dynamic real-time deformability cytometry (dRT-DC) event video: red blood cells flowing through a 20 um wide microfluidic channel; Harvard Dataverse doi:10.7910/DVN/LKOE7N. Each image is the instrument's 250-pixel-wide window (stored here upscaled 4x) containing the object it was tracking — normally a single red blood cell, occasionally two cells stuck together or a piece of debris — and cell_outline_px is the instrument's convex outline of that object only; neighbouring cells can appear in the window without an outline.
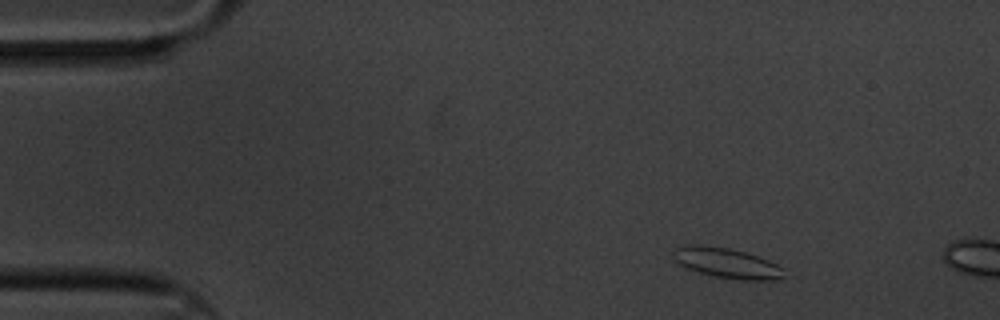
{"species": "common noctule bat (a hibernating species)", "species_latin": "Nyctalus noctula", "temperature_condition": "cold", "stored_images_in_passage": 6, "camera_frame_rate_fps": 3000, "um_per_image_px": 0.085, "animal": {"sex": "male", "body_mass_g": 20.1, "forearm_length_mm": 53.5}, "frame": {"image": 1, "passage_image": 1, "time_ms": 0.0, "image_size_px": [1000, 320], "cell_outline_px": [[784, 276], [776, 280], [740, 280], [712, 276], [684, 268], [676, 260], [676, 248], [684, 244], [704, 244], [728, 248], [744, 252], [768, 260], [784, 268]], "centroid_in_image_um": [61.79, 22.36], "position_along_channel_um": 23.2, "area_um2": 19.48}}